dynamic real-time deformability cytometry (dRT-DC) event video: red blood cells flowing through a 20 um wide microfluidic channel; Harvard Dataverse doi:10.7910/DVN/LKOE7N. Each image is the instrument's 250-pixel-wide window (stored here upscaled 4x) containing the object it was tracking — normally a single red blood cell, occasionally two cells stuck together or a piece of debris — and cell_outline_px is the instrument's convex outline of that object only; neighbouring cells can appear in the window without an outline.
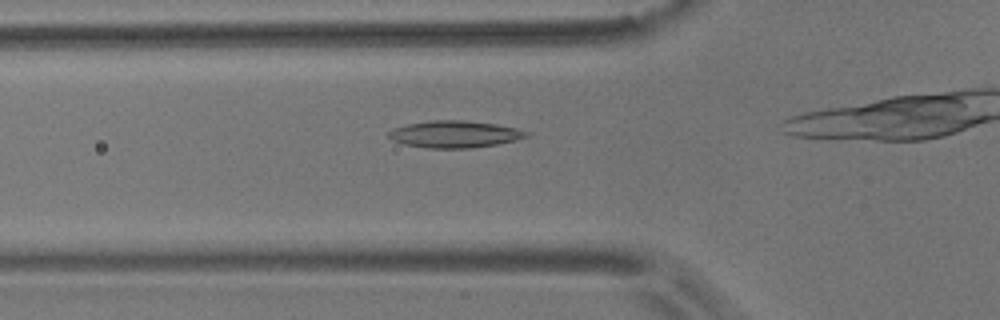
{"species": "common noctule bat (a hibernating species)", "species_latin": "Nyctalus noctula", "temperature_condition": "room temperature", "stored_images_in_passage": 7, "camera_frame_rate_fps": 3000, "um_per_image_px": 0.085, "animal": {"sex": "male", "body_mass_g": 17.9}, "frame": {"image": 1, "passage_image": 2, "time_ms": 0.333, "image_size_px": [1000, 320], "cell_outline_px": [[532, 132], [528, 136], [516, 140], [496, 144], [472, 148], [428, 148], [404, 144], [392, 140], [388, 136], [388, 132], [392, 128], [408, 124], [432, 120], [464, 120], [496, 124], [516, 128]], "centroid_in_image_um": [38.66, 11.4], "position_along_channel_um": 87.1, "area_um2": 21.68}}
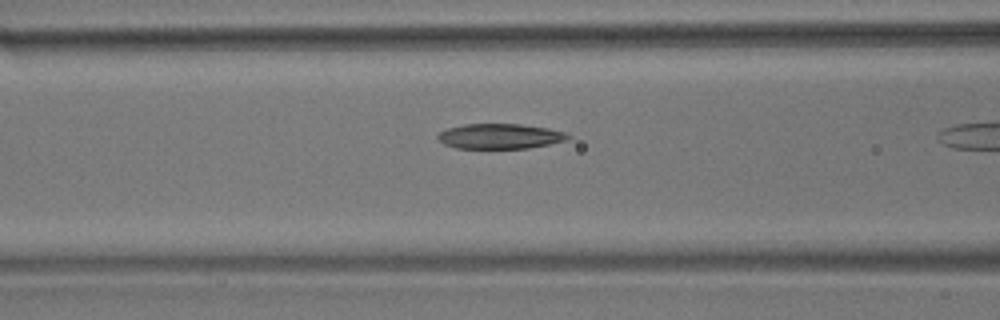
{"frame": {"image": 2, "passage_image": 5, "time_ms": 1.333, "image_size_px": [1000, 320], "cell_outline_px": [[572, 136], [568, 140], [528, 148], [456, 148], [444, 144], [436, 136], [440, 132], [448, 128], [464, 124], [520, 124], [548, 128], [564, 132]], "centroid_in_image_um": [42.51, 11.58], "position_along_channel_um": 124.1, "area_um2": 18.96}}